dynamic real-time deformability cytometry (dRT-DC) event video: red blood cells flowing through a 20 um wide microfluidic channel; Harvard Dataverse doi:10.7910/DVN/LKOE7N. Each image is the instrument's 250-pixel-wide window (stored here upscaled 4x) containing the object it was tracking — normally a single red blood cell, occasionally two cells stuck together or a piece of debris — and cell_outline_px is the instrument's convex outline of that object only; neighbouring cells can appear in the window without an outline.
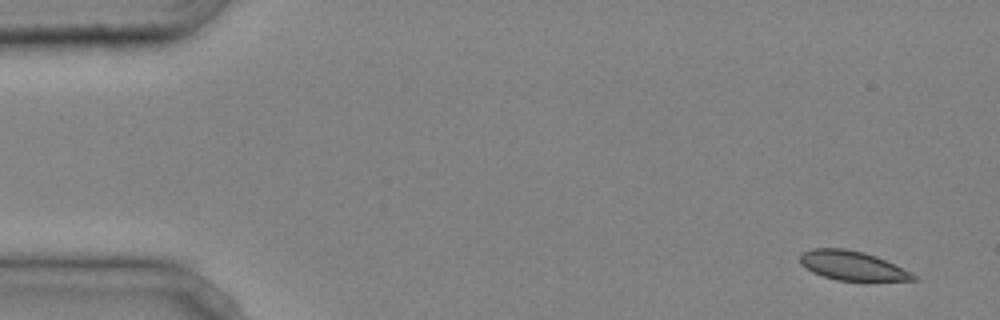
{"species": "common noctule bat (a hibernating species)", "species_latin": "Nyctalus noctula", "temperature_condition": "cold", "stored_images_in_passage": 45, "camera_frame_rate_fps": 3000, "um_per_image_px": 0.085, "animal": {"sex": "male", "body_mass_g": 20.4}, "frame": {"image": 1, "passage_image": 2, "time_ms": 0.333, "image_size_px": [1000, 320], "cell_outline_px": [[920, 280], [836, 280], [812, 272], [800, 264], [800, 252], [812, 248], [844, 248], [864, 252], [876, 256], [916, 276]], "centroid_in_image_um": [72.35, 22.56], "position_along_channel_um": 12.7, "area_um2": 18.96}}
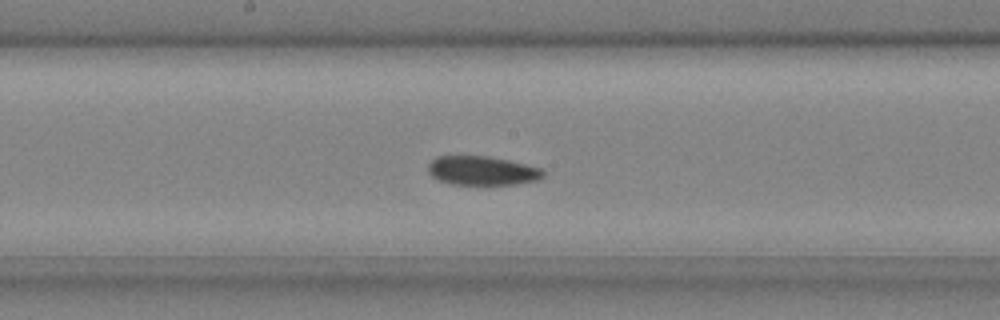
{"frame": {"image": 2, "passage_image": 24, "time_ms": 7.667, "image_size_px": [1000, 320], "cell_outline_px": [[544, 176], [540, 180], [516, 184], [452, 184], [440, 180], [432, 176], [428, 172], [428, 164], [436, 156], [488, 156], [508, 160], [540, 168], [544, 172]], "centroid_in_image_um": [40.98, 14.5], "position_along_channel_um": 207.2, "area_um2": 19.36}}
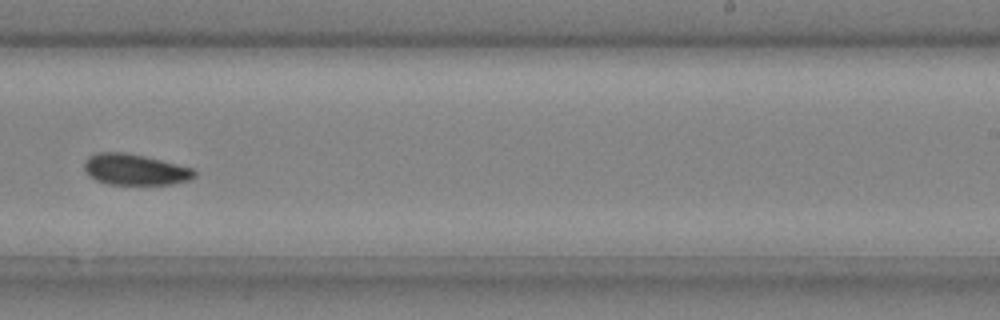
{"frame": {"image": 3, "passage_image": 29, "time_ms": 9.333, "image_size_px": [1000, 320], "cell_outline_px": [[196, 176], [188, 180], [172, 184], [108, 184], [96, 180], [88, 176], [84, 168], [84, 160], [88, 156], [96, 152], [124, 152], [144, 156], [192, 168], [196, 172]], "centroid_in_image_um": [11.42, 14.41], "position_along_channel_um": 277.6, "area_um2": 19.88}, "authors_computed_cell_mechanics": {"area_um2": 19.9988, "velocity_mm_per_s": 4.2167, "shape_relaxation_time_tau1_ms": 10.0141, "shape_relaxation_time_tau2_ms": 2.9409, "deformation_change_tau1": 0.1286, "deformation_change_tau2": 0.052}}